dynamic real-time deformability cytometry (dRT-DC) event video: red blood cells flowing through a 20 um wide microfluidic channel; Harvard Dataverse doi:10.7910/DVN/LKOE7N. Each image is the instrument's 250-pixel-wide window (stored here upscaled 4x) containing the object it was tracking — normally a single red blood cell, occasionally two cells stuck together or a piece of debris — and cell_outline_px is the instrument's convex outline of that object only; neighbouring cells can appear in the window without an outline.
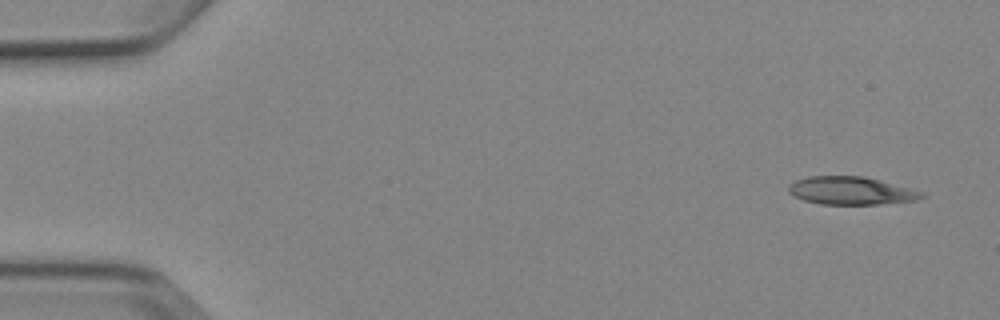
{"species": "Egyptian fruit bat (a non-hibernating species)", "species_latin": "Rousettus aegyptiacus", "temperature_condition": "cold", "stored_images_in_passage": 8, "camera_frame_rate_fps": 3000, "um_per_image_px": 0.085, "animal": {"sex": "female"}, "frame": {"image": 1, "passage_image": 1, "time_ms": 0.0, "image_size_px": [1000, 320], "cell_outline_px": [[928, 196], [920, 200], [880, 204], [820, 204], [804, 200], [792, 196], [788, 192], [788, 184], [796, 180], [808, 176], [864, 176], [880, 180], [924, 192]], "centroid_in_image_um": [72.35, 16.21], "position_along_channel_um": 12.6, "area_um2": 21.91}}
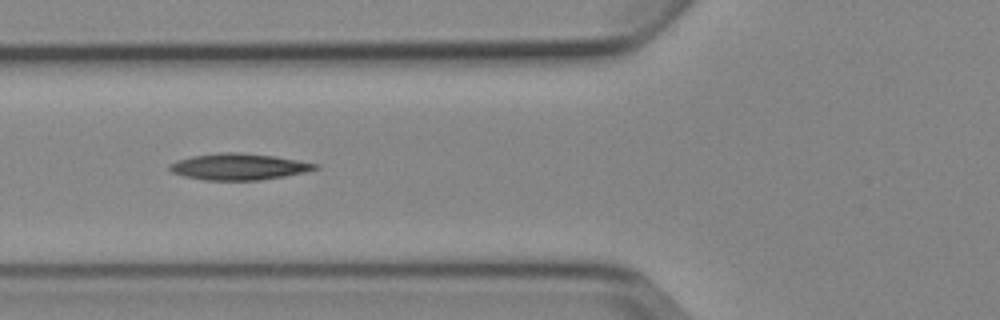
{"frame": {"image": 2, "passage_image": 6, "time_ms": 5.667, "image_size_px": [1000, 320], "cell_outline_px": [[320, 168], [304, 172], [284, 176], [260, 180], [204, 180], [184, 176], [172, 172], [168, 168], [168, 164], [176, 160], [192, 156], [220, 152], [240, 152], [276, 156], [320, 164]], "centroid_in_image_um": [20.29, 14.16], "position_along_channel_um": 105.5, "area_um2": 22.54}}
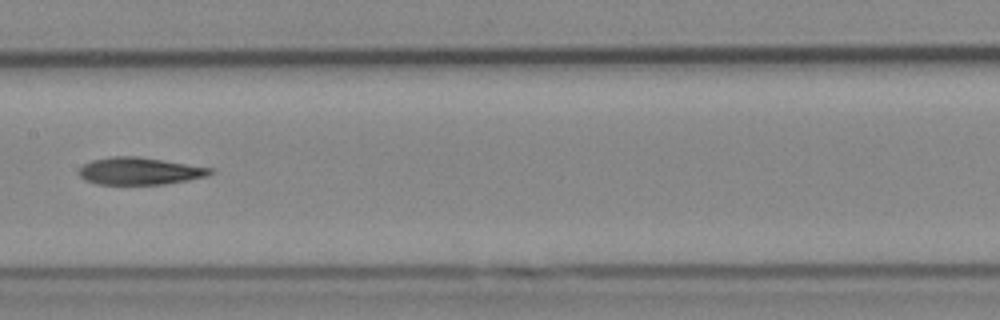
{"frame": {"image": 3, "passage_image": 8, "time_ms": 8.0, "image_size_px": [1000, 320], "cell_outline_px": [[216, 172], [208, 176], [188, 180], [164, 184], [96, 184], [84, 180], [76, 172], [84, 164], [92, 160], [112, 156], [136, 156], [212, 168]], "centroid_in_image_um": [11.85, 14.54], "position_along_channel_um": 195.5, "area_um2": 20.87}}